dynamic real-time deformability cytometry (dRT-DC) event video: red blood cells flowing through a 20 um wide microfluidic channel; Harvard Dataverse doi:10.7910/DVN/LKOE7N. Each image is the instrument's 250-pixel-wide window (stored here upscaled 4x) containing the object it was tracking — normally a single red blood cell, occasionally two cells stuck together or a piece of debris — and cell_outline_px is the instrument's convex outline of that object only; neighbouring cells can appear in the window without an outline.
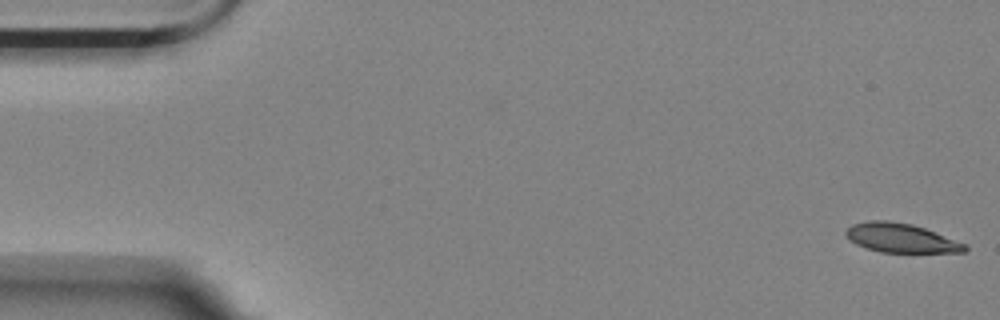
{"species": "Egyptian fruit bat (a non-hibernating species)", "species_latin": "Rousettus aegyptiacus", "temperature_condition": "room temperature", "stored_images_in_passage": 57, "camera_frame_rate_fps": 3000, "um_per_image_px": 0.085, "animal": {"sex": "female"}, "frame": {"image": 1, "passage_image": 1, "time_ms": 0.0, "image_size_px": [1000, 320], "cell_outline_px": [[968, 248], [964, 252], [880, 252], [856, 244], [848, 240], [844, 232], [852, 224], [868, 220], [888, 220], [912, 224], [924, 228], [968, 244]], "centroid_in_image_um": [76.57, 20.22], "position_along_channel_um": 8.4, "area_um2": 20.23}}
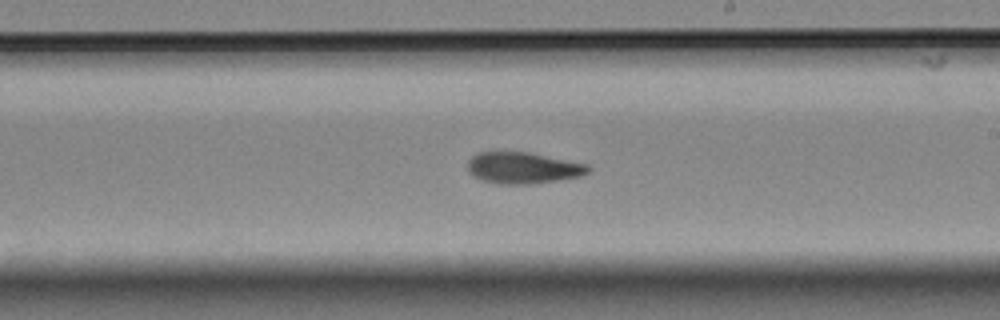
{"frame": {"image": 2, "passage_image": 32, "time_ms": 10.333, "image_size_px": [1000, 320], "cell_outline_px": [[592, 168], [588, 172], [580, 176], [532, 184], [500, 184], [480, 180], [472, 176], [468, 172], [468, 160], [472, 156], [480, 152], [528, 152], [588, 164]], "centroid_in_image_um": [44.43, 14.27], "position_along_channel_um": 244.6, "area_um2": 22.08}}
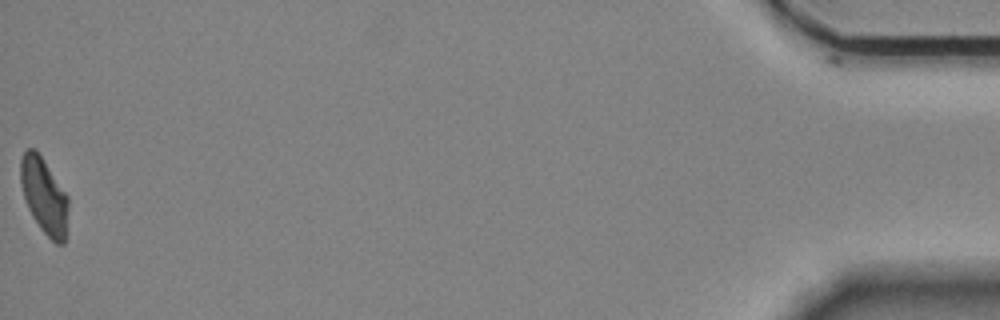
{"frame": {"image": 3, "passage_image": 56, "time_ms": 18.333, "image_size_px": [1000, 320], "cell_outline_px": [[68, 208], [64, 244], [56, 244], [40, 228], [32, 216], [24, 200], [20, 184], [20, 160], [24, 152], [28, 148], [36, 148], [68, 196]], "centroid_in_image_um": [3.73, 16.62], "position_along_channel_um": 431.5, "area_um2": 21.15}, "authors_computed_cell_mechanics": {"area_um2": 21.9062, "velocity_mm_per_s": 3.549, "shape_relaxation_time_tau1_ms": null, "shape_relaxation_time_tau2_ms": 6.7851, "deformation_change_tau1": null, "deformation_change_tau2": 0.1256}}